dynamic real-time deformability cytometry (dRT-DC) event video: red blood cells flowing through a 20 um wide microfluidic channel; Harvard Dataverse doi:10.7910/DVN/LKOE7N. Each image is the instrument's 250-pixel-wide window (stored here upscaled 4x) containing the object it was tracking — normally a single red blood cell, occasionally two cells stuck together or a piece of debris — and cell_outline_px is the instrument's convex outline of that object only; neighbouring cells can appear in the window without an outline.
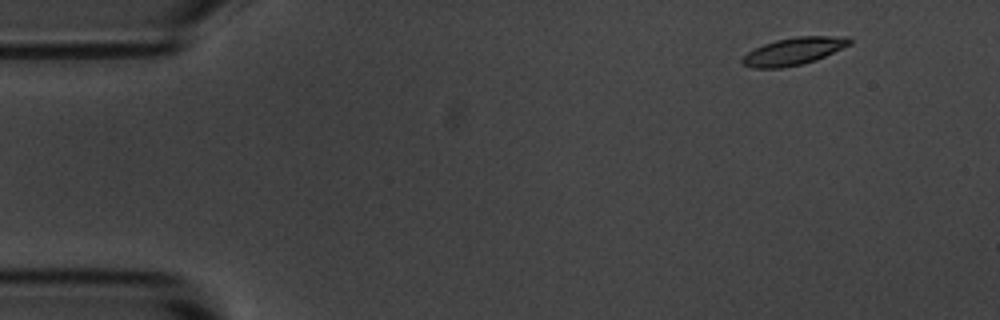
{"species": "common noctule bat (a hibernating species)", "species_latin": "Nyctalus noctula", "temperature_condition": "room temperature", "stored_images_in_passage": 51, "camera_frame_rate_fps": 3000, "um_per_image_px": 0.085, "animal": {"sex": "male", "body_mass_g": 20.1, "forearm_length_mm": 53.5}, "frame": {"image": 1, "passage_image": 1, "time_ms": 0.0, "image_size_px": [1000, 320], "cell_outline_px": [[852, 44], [816, 60], [804, 64], [780, 68], [752, 68], [744, 64], [740, 60], [748, 52], [764, 44], [776, 40], [796, 36], [848, 36], [852, 40]], "centroid_in_image_um": [67.5, 4.35], "position_along_channel_um": 17.5, "area_um2": 17.17}}
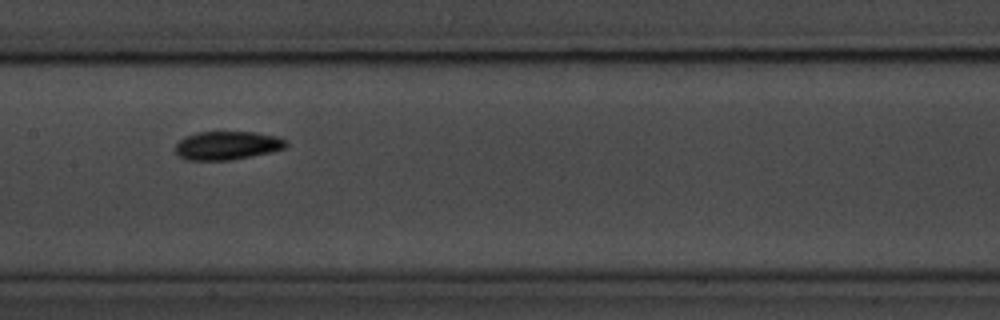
{"frame": {"image": 2, "passage_image": 23, "time_ms": 7.333, "image_size_px": [1000, 320], "cell_outline_px": [[288, 144], [284, 148], [268, 152], [228, 160], [188, 160], [180, 156], [176, 152], [176, 144], [184, 136], [196, 132], [256, 132], [276, 136], [288, 140]], "centroid_in_image_um": [19.3, 12.35], "position_along_channel_um": 188.1, "area_um2": 18.21}}
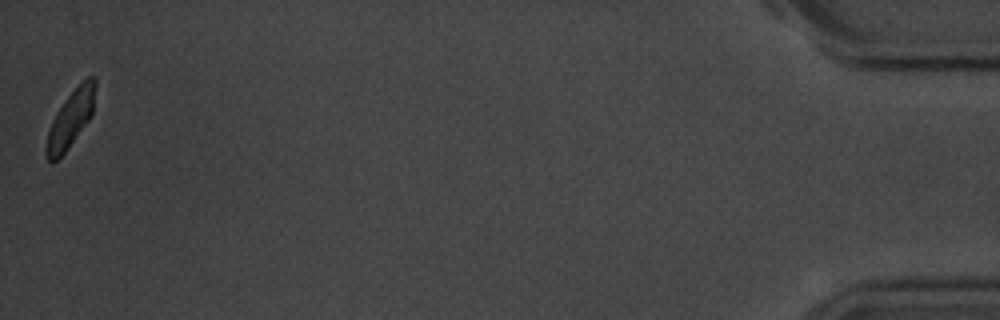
{"frame": {"image": 3, "passage_image": 51, "time_ms": 16.667, "image_size_px": [1000, 320], "cell_outline_px": [[96, 84], [92, 116], [64, 152], [52, 164], [44, 156], [44, 148], [48, 132], [52, 120], [56, 112], [68, 96], [88, 76], [96, 76]], "centroid_in_image_um": [5.98, 10.13], "position_along_channel_um": 429.2, "area_um2": 16.07}, "authors_computed_cell_mechanics": {"area_um2": 17.2822, "velocity_mm_per_s": 3.6001, "shape_relaxation_time_tau1_ms": 10.2734, "shape_relaxation_time_tau2_ms": null, "deformation_change_tau1": 0.3208, "deformation_change_tau2": null}}